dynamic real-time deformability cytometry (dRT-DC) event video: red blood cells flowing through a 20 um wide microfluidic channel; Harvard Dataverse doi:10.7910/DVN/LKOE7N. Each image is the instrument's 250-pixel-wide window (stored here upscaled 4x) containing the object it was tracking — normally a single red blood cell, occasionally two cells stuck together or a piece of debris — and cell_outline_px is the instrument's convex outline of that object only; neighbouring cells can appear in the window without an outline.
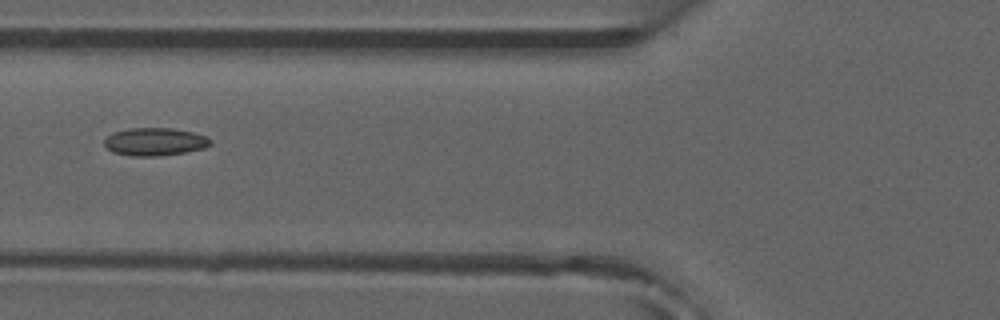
{"species": "common noctule bat (a hibernating species)", "species_latin": "Nyctalus noctula", "temperature_condition": "room temperature", "stored_images_in_passage": 6, "camera_frame_rate_fps": 3000, "um_per_image_px": 0.085, "animal": {"sex": "male", "forearm_length_mm": 52.5}, "frame": {"image": 1, "passage_image": 6, "time_ms": 6.333, "image_size_px": [1000, 320], "cell_outline_px": [[212, 144], [204, 148], [184, 152], [160, 156], [132, 156], [112, 152], [104, 144], [104, 140], [112, 132], [128, 128], [172, 128], [192, 132], [204, 136], [212, 140]], "centroid_in_image_um": [13.14, 12.04], "position_along_channel_um": 112.7, "area_um2": 17.22}}